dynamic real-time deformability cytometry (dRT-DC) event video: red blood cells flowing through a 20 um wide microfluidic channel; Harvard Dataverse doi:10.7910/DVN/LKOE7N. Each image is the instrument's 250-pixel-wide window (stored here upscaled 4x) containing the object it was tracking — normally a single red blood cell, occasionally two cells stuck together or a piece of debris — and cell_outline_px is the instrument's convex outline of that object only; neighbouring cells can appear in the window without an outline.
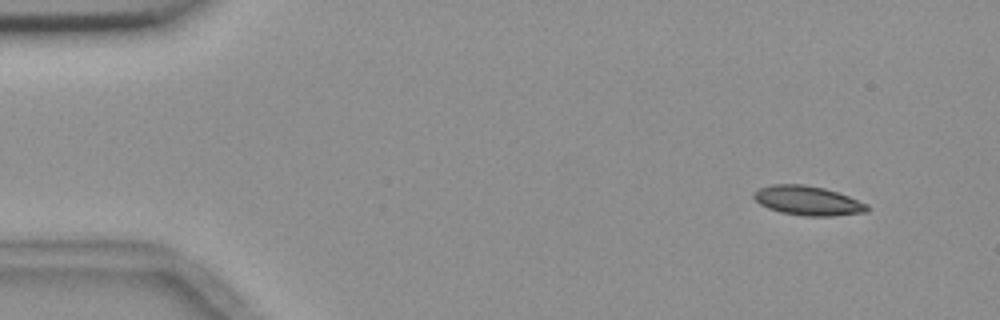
{"species": "common noctule bat (a hibernating species)", "species_latin": "Nyctalus noctula", "temperature_condition": "room temperature", "stored_images_in_passage": 5, "camera_frame_rate_fps": 3000, "um_per_image_px": 0.085, "animal": {"sex": "female", "body_mass_g": 18.4}, "frame": {"image": 1, "passage_image": 2, "time_ms": 1.0, "image_size_px": [1000, 320], "cell_outline_px": [[868, 212], [832, 216], [804, 216], [780, 212], [768, 208], [760, 204], [752, 196], [752, 192], [760, 188], [772, 184], [804, 184], [824, 188], [848, 196], [868, 204]], "centroid_in_image_um": [68.64, 17.05], "position_along_channel_um": 16.4, "area_um2": 19.42}}
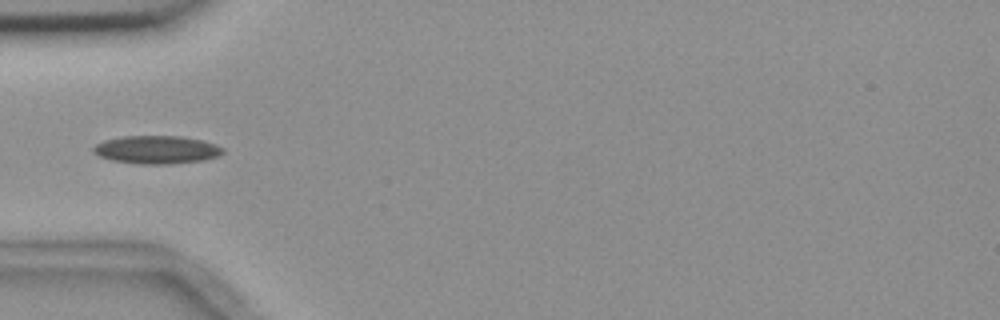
{"frame": {"image": 2, "passage_image": 5, "time_ms": 5.333, "image_size_px": [1000, 320], "cell_outline_px": [[224, 152], [216, 156], [204, 160], [168, 164], [140, 164], [112, 160], [100, 156], [92, 152], [92, 148], [96, 144], [104, 140], [124, 136], [180, 136], [200, 140], [216, 144], [224, 148]], "centroid_in_image_um": [13.3, 12.72], "position_along_channel_um": 71.7, "area_um2": 21.1}}